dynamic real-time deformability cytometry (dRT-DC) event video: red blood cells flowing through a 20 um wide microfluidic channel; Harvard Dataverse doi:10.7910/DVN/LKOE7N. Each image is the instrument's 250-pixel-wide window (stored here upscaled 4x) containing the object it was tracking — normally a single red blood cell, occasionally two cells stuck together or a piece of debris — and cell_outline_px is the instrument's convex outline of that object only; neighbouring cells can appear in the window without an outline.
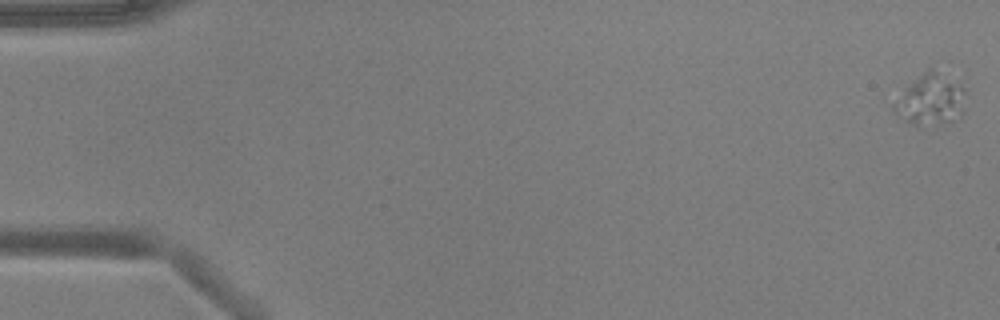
{"species": "common noctule bat (a hibernating species)", "species_latin": "Nyctalus noctula", "temperature_condition": "warm", "stored_images_in_passage": 8, "camera_frame_rate_fps": 3000, "um_per_image_px": 0.085, "animal": {"sex": "male", "body_mass_g": 17.9, "forearm_length_mm": 54.2}, "frame": {"image": 1, "passage_image": 1, "time_ms": 0.0, "image_size_px": [1000, 320], "cell_outline_px": [[964, 112], [960, 116], [952, 120], [940, 124], [920, 128], [896, 116], [892, 112], [888, 104], [908, 84], [928, 68], [932, 68], [964, 88]], "centroid_in_image_um": [78.99, 8.52], "position_along_channel_um": 6.0, "area_um2": 21.91}}
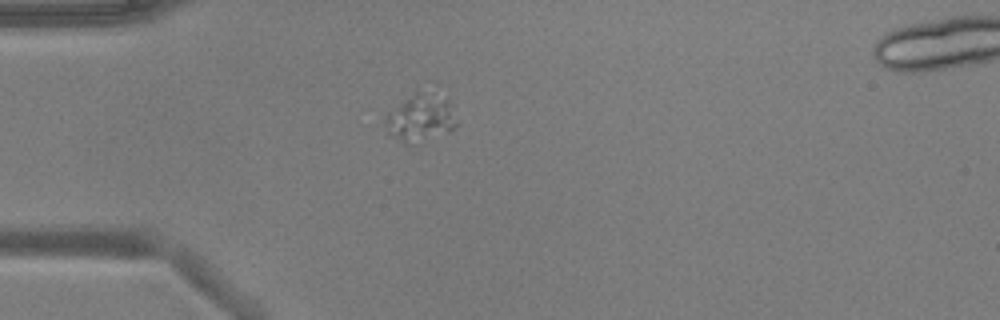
{"frame": {"image": 2, "passage_image": 5, "time_ms": 1.333, "image_size_px": [1000, 320], "cell_outline_px": [[460, 124], [448, 132], [408, 144], [404, 144], [388, 136], [384, 124], [384, 116], [388, 112], [416, 88], [448, 100], [456, 104]], "centroid_in_image_um": [35.77, 9.99], "position_along_channel_um": 49.2, "area_um2": 20.63}}